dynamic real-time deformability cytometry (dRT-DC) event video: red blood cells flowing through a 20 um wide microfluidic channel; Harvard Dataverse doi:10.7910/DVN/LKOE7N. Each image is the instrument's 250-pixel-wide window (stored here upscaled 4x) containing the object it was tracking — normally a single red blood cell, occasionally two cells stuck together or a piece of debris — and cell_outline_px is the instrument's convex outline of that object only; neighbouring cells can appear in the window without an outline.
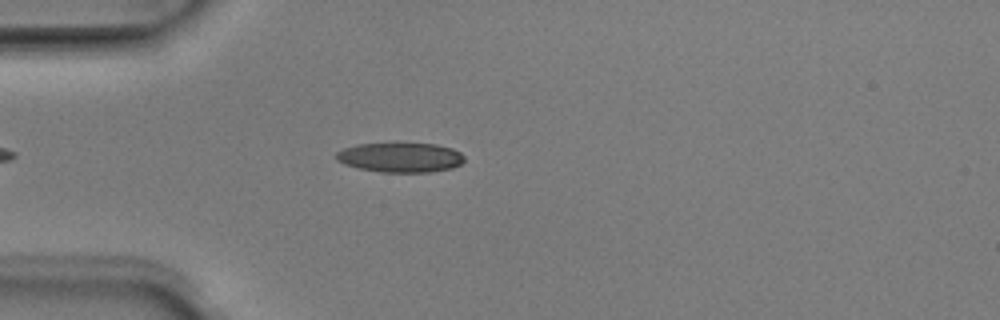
{"species": "Egyptian fruit bat (a non-hibernating species)", "species_latin": "Rousettus aegyptiacus", "temperature_condition": "room temperature", "stored_images_in_passage": 41, "camera_frame_rate_fps": 3000, "um_per_image_px": 0.085, "animal": {"sex": "male"}, "frame": {"image": 1, "passage_image": 7, "time_ms": 2.0, "image_size_px": [1000, 320], "cell_outline_px": [[464, 160], [460, 164], [452, 168], [428, 172], [380, 172], [356, 168], [344, 164], [336, 160], [336, 152], [344, 148], [356, 144], [396, 140], [436, 144], [452, 148], [460, 152], [464, 156]], "centroid_in_image_um": [33.99, 13.33], "position_along_channel_um": 51.0, "area_um2": 23.24}}
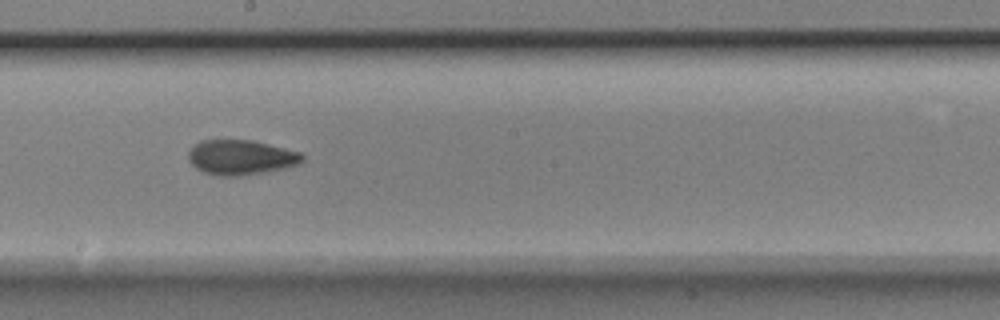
{"frame": {"image": 2, "passage_image": 21, "time_ms": 6.667, "image_size_px": [1000, 320], "cell_outline_px": [[304, 160], [300, 164], [284, 168], [264, 172], [240, 176], [220, 176], [204, 172], [196, 168], [188, 160], [188, 152], [200, 140], [252, 140], [300, 152], [304, 156]], "centroid_in_image_um": [20.48, 13.38], "position_along_channel_um": 227.7, "area_um2": 23.12}}
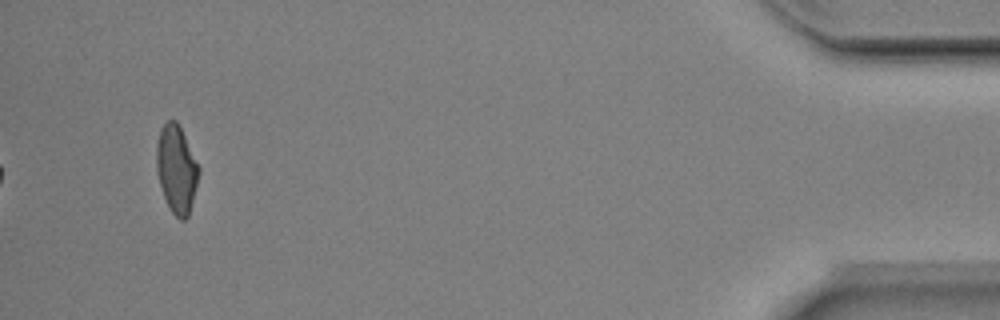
{"frame": {"image": 3, "passage_image": 41, "time_ms": 13.333, "image_size_px": [1000, 320], "cell_outline_px": [[200, 172], [188, 216], [184, 220], [180, 220], [172, 212], [164, 196], [160, 184], [156, 168], [156, 144], [160, 128], [168, 120], [176, 120], [200, 168]], "centroid_in_image_um": [14.99, 14.36], "position_along_channel_um": 420.2, "area_um2": 21.33}, "authors_computed_cell_mechanics": {"area_um2": 22.1374, "velocity_mm_per_s": 4.021, "shape_relaxation_time_tau1_ms": 4.893, "shape_relaxation_time_tau2_ms": 2.8785, "deformation_change_tau1": 0.163, "deformation_change_tau2": 0.0915}}